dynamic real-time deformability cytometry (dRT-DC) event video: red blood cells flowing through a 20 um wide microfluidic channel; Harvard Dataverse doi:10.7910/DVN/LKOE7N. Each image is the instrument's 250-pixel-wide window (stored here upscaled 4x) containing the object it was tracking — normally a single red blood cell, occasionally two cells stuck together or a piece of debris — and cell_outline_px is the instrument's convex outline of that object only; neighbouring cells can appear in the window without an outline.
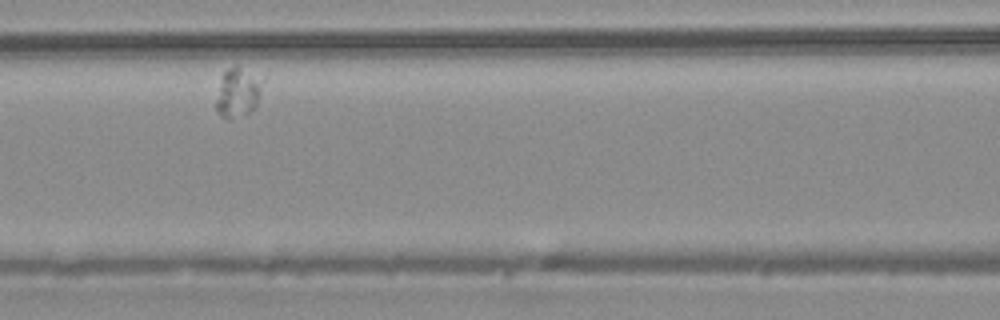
{"species": "common noctule bat (a hibernating species)", "species_latin": "Nyctalus noctula", "temperature_condition": "warm", "stored_images_in_passage": 7, "camera_frame_rate_fps": 3000, "um_per_image_px": 0.085, "animal": {"sex": "male", "body_mass_g": 20.4}, "frame": {"image": 1, "passage_image": 3, "time_ms": 0.667, "image_size_px": [1000, 320], "cell_outline_px": [[264, 80], [256, 108], [248, 112], [228, 120], [220, 116], [216, 112], [216, 100], [224, 72], [228, 68], [236, 64], [264, 76]], "centroid_in_image_um": [20.27, 7.82], "position_along_channel_um": 146.3, "area_um2": 13.7}}